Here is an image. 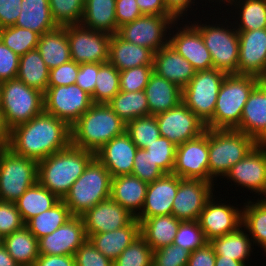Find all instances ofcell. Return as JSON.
Returning a JSON list of instances; mask_svg holds the SVG:
<instances>
[{
    "label": "cell",
    "mask_w": 266,
    "mask_h": 266,
    "mask_svg": "<svg viewBox=\"0 0 266 266\" xmlns=\"http://www.w3.org/2000/svg\"><path fill=\"white\" fill-rule=\"evenodd\" d=\"M198 24L196 22L193 25L201 33L205 46L211 54L213 68L227 75L238 74L239 37L235 27L231 29V26L227 25L226 28L223 24L222 26Z\"/></svg>",
    "instance_id": "cell-10"
},
{
    "label": "cell",
    "mask_w": 266,
    "mask_h": 266,
    "mask_svg": "<svg viewBox=\"0 0 266 266\" xmlns=\"http://www.w3.org/2000/svg\"><path fill=\"white\" fill-rule=\"evenodd\" d=\"M125 129L126 123L108 104H93L71 126V144L95 153Z\"/></svg>",
    "instance_id": "cell-3"
},
{
    "label": "cell",
    "mask_w": 266,
    "mask_h": 266,
    "mask_svg": "<svg viewBox=\"0 0 266 266\" xmlns=\"http://www.w3.org/2000/svg\"><path fill=\"white\" fill-rule=\"evenodd\" d=\"M38 182V162L15 154L10 148L0 150V201L15 203Z\"/></svg>",
    "instance_id": "cell-8"
},
{
    "label": "cell",
    "mask_w": 266,
    "mask_h": 266,
    "mask_svg": "<svg viewBox=\"0 0 266 266\" xmlns=\"http://www.w3.org/2000/svg\"><path fill=\"white\" fill-rule=\"evenodd\" d=\"M44 112L65 121L70 127L94 104L77 84L48 87L43 94Z\"/></svg>",
    "instance_id": "cell-11"
},
{
    "label": "cell",
    "mask_w": 266,
    "mask_h": 266,
    "mask_svg": "<svg viewBox=\"0 0 266 266\" xmlns=\"http://www.w3.org/2000/svg\"><path fill=\"white\" fill-rule=\"evenodd\" d=\"M145 149L165 174L173 172L177 146L169 139L161 136Z\"/></svg>",
    "instance_id": "cell-48"
},
{
    "label": "cell",
    "mask_w": 266,
    "mask_h": 266,
    "mask_svg": "<svg viewBox=\"0 0 266 266\" xmlns=\"http://www.w3.org/2000/svg\"><path fill=\"white\" fill-rule=\"evenodd\" d=\"M216 254L212 245L206 242L190 253L187 266H215Z\"/></svg>",
    "instance_id": "cell-60"
},
{
    "label": "cell",
    "mask_w": 266,
    "mask_h": 266,
    "mask_svg": "<svg viewBox=\"0 0 266 266\" xmlns=\"http://www.w3.org/2000/svg\"><path fill=\"white\" fill-rule=\"evenodd\" d=\"M82 219L86 235L105 233L129 225L136 217L111 198L106 199L90 208Z\"/></svg>",
    "instance_id": "cell-21"
},
{
    "label": "cell",
    "mask_w": 266,
    "mask_h": 266,
    "mask_svg": "<svg viewBox=\"0 0 266 266\" xmlns=\"http://www.w3.org/2000/svg\"><path fill=\"white\" fill-rule=\"evenodd\" d=\"M189 251L175 244L153 251L152 266H187Z\"/></svg>",
    "instance_id": "cell-52"
},
{
    "label": "cell",
    "mask_w": 266,
    "mask_h": 266,
    "mask_svg": "<svg viewBox=\"0 0 266 266\" xmlns=\"http://www.w3.org/2000/svg\"><path fill=\"white\" fill-rule=\"evenodd\" d=\"M190 23L169 36V44L183 58L188 60L196 71L209 70L213 68V61L209 50L199 30Z\"/></svg>",
    "instance_id": "cell-23"
},
{
    "label": "cell",
    "mask_w": 266,
    "mask_h": 266,
    "mask_svg": "<svg viewBox=\"0 0 266 266\" xmlns=\"http://www.w3.org/2000/svg\"><path fill=\"white\" fill-rule=\"evenodd\" d=\"M137 220L140 222V235L153 251L172 245L182 222L172 214Z\"/></svg>",
    "instance_id": "cell-31"
},
{
    "label": "cell",
    "mask_w": 266,
    "mask_h": 266,
    "mask_svg": "<svg viewBox=\"0 0 266 266\" xmlns=\"http://www.w3.org/2000/svg\"><path fill=\"white\" fill-rule=\"evenodd\" d=\"M116 0H85L80 25L110 35L118 32L115 16Z\"/></svg>",
    "instance_id": "cell-33"
},
{
    "label": "cell",
    "mask_w": 266,
    "mask_h": 266,
    "mask_svg": "<svg viewBox=\"0 0 266 266\" xmlns=\"http://www.w3.org/2000/svg\"><path fill=\"white\" fill-rule=\"evenodd\" d=\"M208 128L198 137L177 146L173 174L179 178L213 182L209 175Z\"/></svg>",
    "instance_id": "cell-14"
},
{
    "label": "cell",
    "mask_w": 266,
    "mask_h": 266,
    "mask_svg": "<svg viewBox=\"0 0 266 266\" xmlns=\"http://www.w3.org/2000/svg\"><path fill=\"white\" fill-rule=\"evenodd\" d=\"M153 72L183 89L196 70L170 45L154 53Z\"/></svg>",
    "instance_id": "cell-26"
},
{
    "label": "cell",
    "mask_w": 266,
    "mask_h": 266,
    "mask_svg": "<svg viewBox=\"0 0 266 266\" xmlns=\"http://www.w3.org/2000/svg\"><path fill=\"white\" fill-rule=\"evenodd\" d=\"M215 266H246V264L231 258H224V256L216 255Z\"/></svg>",
    "instance_id": "cell-66"
},
{
    "label": "cell",
    "mask_w": 266,
    "mask_h": 266,
    "mask_svg": "<svg viewBox=\"0 0 266 266\" xmlns=\"http://www.w3.org/2000/svg\"><path fill=\"white\" fill-rule=\"evenodd\" d=\"M175 21L173 16L142 15L119 27L117 34L127 42L149 48L155 53L169 44L166 29L177 23Z\"/></svg>",
    "instance_id": "cell-12"
},
{
    "label": "cell",
    "mask_w": 266,
    "mask_h": 266,
    "mask_svg": "<svg viewBox=\"0 0 266 266\" xmlns=\"http://www.w3.org/2000/svg\"><path fill=\"white\" fill-rule=\"evenodd\" d=\"M261 81L253 75H226L220 86L209 129H235L242 117L243 107L253 88Z\"/></svg>",
    "instance_id": "cell-4"
},
{
    "label": "cell",
    "mask_w": 266,
    "mask_h": 266,
    "mask_svg": "<svg viewBox=\"0 0 266 266\" xmlns=\"http://www.w3.org/2000/svg\"><path fill=\"white\" fill-rule=\"evenodd\" d=\"M111 36L82 25L67 26L71 60L78 64L108 62Z\"/></svg>",
    "instance_id": "cell-13"
},
{
    "label": "cell",
    "mask_w": 266,
    "mask_h": 266,
    "mask_svg": "<svg viewBox=\"0 0 266 266\" xmlns=\"http://www.w3.org/2000/svg\"><path fill=\"white\" fill-rule=\"evenodd\" d=\"M4 236L0 233V246L3 245Z\"/></svg>",
    "instance_id": "cell-67"
},
{
    "label": "cell",
    "mask_w": 266,
    "mask_h": 266,
    "mask_svg": "<svg viewBox=\"0 0 266 266\" xmlns=\"http://www.w3.org/2000/svg\"><path fill=\"white\" fill-rule=\"evenodd\" d=\"M241 228V229H240ZM243 226L239 227L236 231L225 234L209 241L212 245L216 255L224 256V258H231L239 262L246 263L245 261L252 252L253 240L243 231Z\"/></svg>",
    "instance_id": "cell-38"
},
{
    "label": "cell",
    "mask_w": 266,
    "mask_h": 266,
    "mask_svg": "<svg viewBox=\"0 0 266 266\" xmlns=\"http://www.w3.org/2000/svg\"><path fill=\"white\" fill-rule=\"evenodd\" d=\"M242 209V226L253 240V245L261 246L266 253V199L244 203Z\"/></svg>",
    "instance_id": "cell-41"
},
{
    "label": "cell",
    "mask_w": 266,
    "mask_h": 266,
    "mask_svg": "<svg viewBox=\"0 0 266 266\" xmlns=\"http://www.w3.org/2000/svg\"><path fill=\"white\" fill-rule=\"evenodd\" d=\"M142 15L172 16L165 6L164 0H136Z\"/></svg>",
    "instance_id": "cell-62"
},
{
    "label": "cell",
    "mask_w": 266,
    "mask_h": 266,
    "mask_svg": "<svg viewBox=\"0 0 266 266\" xmlns=\"http://www.w3.org/2000/svg\"><path fill=\"white\" fill-rule=\"evenodd\" d=\"M125 132L138 149H145L161 137L156 117L153 115L139 117L127 122Z\"/></svg>",
    "instance_id": "cell-45"
},
{
    "label": "cell",
    "mask_w": 266,
    "mask_h": 266,
    "mask_svg": "<svg viewBox=\"0 0 266 266\" xmlns=\"http://www.w3.org/2000/svg\"><path fill=\"white\" fill-rule=\"evenodd\" d=\"M76 266H113V262L99 252L87 239L74 254Z\"/></svg>",
    "instance_id": "cell-54"
},
{
    "label": "cell",
    "mask_w": 266,
    "mask_h": 266,
    "mask_svg": "<svg viewBox=\"0 0 266 266\" xmlns=\"http://www.w3.org/2000/svg\"><path fill=\"white\" fill-rule=\"evenodd\" d=\"M152 73L153 65H143L120 71V91H144Z\"/></svg>",
    "instance_id": "cell-50"
},
{
    "label": "cell",
    "mask_w": 266,
    "mask_h": 266,
    "mask_svg": "<svg viewBox=\"0 0 266 266\" xmlns=\"http://www.w3.org/2000/svg\"><path fill=\"white\" fill-rule=\"evenodd\" d=\"M225 4L234 6L240 9L238 13L239 21L238 27L235 26L237 31H252L255 29L266 28V0H224ZM241 2V3H240Z\"/></svg>",
    "instance_id": "cell-42"
},
{
    "label": "cell",
    "mask_w": 266,
    "mask_h": 266,
    "mask_svg": "<svg viewBox=\"0 0 266 266\" xmlns=\"http://www.w3.org/2000/svg\"><path fill=\"white\" fill-rule=\"evenodd\" d=\"M115 16L117 20V27L133 22L138 17L142 16L140 8L136 0H116Z\"/></svg>",
    "instance_id": "cell-57"
},
{
    "label": "cell",
    "mask_w": 266,
    "mask_h": 266,
    "mask_svg": "<svg viewBox=\"0 0 266 266\" xmlns=\"http://www.w3.org/2000/svg\"><path fill=\"white\" fill-rule=\"evenodd\" d=\"M94 157V152L70 144L38 161V182L62 200Z\"/></svg>",
    "instance_id": "cell-2"
},
{
    "label": "cell",
    "mask_w": 266,
    "mask_h": 266,
    "mask_svg": "<svg viewBox=\"0 0 266 266\" xmlns=\"http://www.w3.org/2000/svg\"><path fill=\"white\" fill-rule=\"evenodd\" d=\"M0 266H20L9 254L4 245L0 246Z\"/></svg>",
    "instance_id": "cell-65"
},
{
    "label": "cell",
    "mask_w": 266,
    "mask_h": 266,
    "mask_svg": "<svg viewBox=\"0 0 266 266\" xmlns=\"http://www.w3.org/2000/svg\"><path fill=\"white\" fill-rule=\"evenodd\" d=\"M20 57L0 40V82L17 78Z\"/></svg>",
    "instance_id": "cell-56"
},
{
    "label": "cell",
    "mask_w": 266,
    "mask_h": 266,
    "mask_svg": "<svg viewBox=\"0 0 266 266\" xmlns=\"http://www.w3.org/2000/svg\"><path fill=\"white\" fill-rule=\"evenodd\" d=\"M10 129L6 125L4 114L0 110V150L6 149L10 144Z\"/></svg>",
    "instance_id": "cell-64"
},
{
    "label": "cell",
    "mask_w": 266,
    "mask_h": 266,
    "mask_svg": "<svg viewBox=\"0 0 266 266\" xmlns=\"http://www.w3.org/2000/svg\"><path fill=\"white\" fill-rule=\"evenodd\" d=\"M49 70L71 60V52L67 37V26L56 29L40 36L36 48Z\"/></svg>",
    "instance_id": "cell-32"
},
{
    "label": "cell",
    "mask_w": 266,
    "mask_h": 266,
    "mask_svg": "<svg viewBox=\"0 0 266 266\" xmlns=\"http://www.w3.org/2000/svg\"><path fill=\"white\" fill-rule=\"evenodd\" d=\"M34 266H76L73 255L39 254Z\"/></svg>",
    "instance_id": "cell-61"
},
{
    "label": "cell",
    "mask_w": 266,
    "mask_h": 266,
    "mask_svg": "<svg viewBox=\"0 0 266 266\" xmlns=\"http://www.w3.org/2000/svg\"><path fill=\"white\" fill-rule=\"evenodd\" d=\"M144 91L149 105V115L155 116L168 111L182 102V89L155 72L150 75Z\"/></svg>",
    "instance_id": "cell-29"
},
{
    "label": "cell",
    "mask_w": 266,
    "mask_h": 266,
    "mask_svg": "<svg viewBox=\"0 0 266 266\" xmlns=\"http://www.w3.org/2000/svg\"><path fill=\"white\" fill-rule=\"evenodd\" d=\"M226 75L215 68L196 71L182 89V102L205 124L213 118L218 92Z\"/></svg>",
    "instance_id": "cell-9"
},
{
    "label": "cell",
    "mask_w": 266,
    "mask_h": 266,
    "mask_svg": "<svg viewBox=\"0 0 266 266\" xmlns=\"http://www.w3.org/2000/svg\"><path fill=\"white\" fill-rule=\"evenodd\" d=\"M162 137L178 146L206 131V124L183 102L178 106L155 115Z\"/></svg>",
    "instance_id": "cell-15"
},
{
    "label": "cell",
    "mask_w": 266,
    "mask_h": 266,
    "mask_svg": "<svg viewBox=\"0 0 266 266\" xmlns=\"http://www.w3.org/2000/svg\"><path fill=\"white\" fill-rule=\"evenodd\" d=\"M0 110H1V82H0Z\"/></svg>",
    "instance_id": "cell-68"
},
{
    "label": "cell",
    "mask_w": 266,
    "mask_h": 266,
    "mask_svg": "<svg viewBox=\"0 0 266 266\" xmlns=\"http://www.w3.org/2000/svg\"><path fill=\"white\" fill-rule=\"evenodd\" d=\"M147 187L148 183L136 176H117L112 178L110 198L137 217L142 210Z\"/></svg>",
    "instance_id": "cell-27"
},
{
    "label": "cell",
    "mask_w": 266,
    "mask_h": 266,
    "mask_svg": "<svg viewBox=\"0 0 266 266\" xmlns=\"http://www.w3.org/2000/svg\"><path fill=\"white\" fill-rule=\"evenodd\" d=\"M140 236V222L135 218L129 225L105 233L92 234L88 239L112 262Z\"/></svg>",
    "instance_id": "cell-30"
},
{
    "label": "cell",
    "mask_w": 266,
    "mask_h": 266,
    "mask_svg": "<svg viewBox=\"0 0 266 266\" xmlns=\"http://www.w3.org/2000/svg\"><path fill=\"white\" fill-rule=\"evenodd\" d=\"M205 236L196 221L181 222L179 229L175 235L173 244L180 246L181 248L192 252L195 249L202 247L206 243Z\"/></svg>",
    "instance_id": "cell-49"
},
{
    "label": "cell",
    "mask_w": 266,
    "mask_h": 266,
    "mask_svg": "<svg viewBox=\"0 0 266 266\" xmlns=\"http://www.w3.org/2000/svg\"><path fill=\"white\" fill-rule=\"evenodd\" d=\"M238 74L266 80V28L238 31Z\"/></svg>",
    "instance_id": "cell-18"
},
{
    "label": "cell",
    "mask_w": 266,
    "mask_h": 266,
    "mask_svg": "<svg viewBox=\"0 0 266 266\" xmlns=\"http://www.w3.org/2000/svg\"><path fill=\"white\" fill-rule=\"evenodd\" d=\"M25 225L15 203L0 201V233L12 234Z\"/></svg>",
    "instance_id": "cell-53"
},
{
    "label": "cell",
    "mask_w": 266,
    "mask_h": 266,
    "mask_svg": "<svg viewBox=\"0 0 266 266\" xmlns=\"http://www.w3.org/2000/svg\"><path fill=\"white\" fill-rule=\"evenodd\" d=\"M111 182V173L94 157L62 201L72 216H82L96 204L110 198Z\"/></svg>",
    "instance_id": "cell-5"
},
{
    "label": "cell",
    "mask_w": 266,
    "mask_h": 266,
    "mask_svg": "<svg viewBox=\"0 0 266 266\" xmlns=\"http://www.w3.org/2000/svg\"><path fill=\"white\" fill-rule=\"evenodd\" d=\"M154 52L149 48L127 42L117 33L113 34L109 43V62L119 71L153 65Z\"/></svg>",
    "instance_id": "cell-28"
},
{
    "label": "cell",
    "mask_w": 266,
    "mask_h": 266,
    "mask_svg": "<svg viewBox=\"0 0 266 266\" xmlns=\"http://www.w3.org/2000/svg\"><path fill=\"white\" fill-rule=\"evenodd\" d=\"M195 0H164L167 11L178 21Z\"/></svg>",
    "instance_id": "cell-63"
},
{
    "label": "cell",
    "mask_w": 266,
    "mask_h": 266,
    "mask_svg": "<svg viewBox=\"0 0 266 266\" xmlns=\"http://www.w3.org/2000/svg\"><path fill=\"white\" fill-rule=\"evenodd\" d=\"M49 68L37 49L20 56L17 79L43 94L48 88Z\"/></svg>",
    "instance_id": "cell-36"
},
{
    "label": "cell",
    "mask_w": 266,
    "mask_h": 266,
    "mask_svg": "<svg viewBox=\"0 0 266 266\" xmlns=\"http://www.w3.org/2000/svg\"><path fill=\"white\" fill-rule=\"evenodd\" d=\"M164 174L146 149L137 150L131 175L140 178L146 183H151L160 179Z\"/></svg>",
    "instance_id": "cell-51"
},
{
    "label": "cell",
    "mask_w": 266,
    "mask_h": 266,
    "mask_svg": "<svg viewBox=\"0 0 266 266\" xmlns=\"http://www.w3.org/2000/svg\"><path fill=\"white\" fill-rule=\"evenodd\" d=\"M71 144V127L63 120L42 112L10 131L9 147L15 154L37 162Z\"/></svg>",
    "instance_id": "cell-1"
},
{
    "label": "cell",
    "mask_w": 266,
    "mask_h": 266,
    "mask_svg": "<svg viewBox=\"0 0 266 266\" xmlns=\"http://www.w3.org/2000/svg\"><path fill=\"white\" fill-rule=\"evenodd\" d=\"M15 26L29 29L40 36L58 27L53 20L49 0H22Z\"/></svg>",
    "instance_id": "cell-34"
},
{
    "label": "cell",
    "mask_w": 266,
    "mask_h": 266,
    "mask_svg": "<svg viewBox=\"0 0 266 266\" xmlns=\"http://www.w3.org/2000/svg\"><path fill=\"white\" fill-rule=\"evenodd\" d=\"M224 177L266 199V143H258Z\"/></svg>",
    "instance_id": "cell-17"
},
{
    "label": "cell",
    "mask_w": 266,
    "mask_h": 266,
    "mask_svg": "<svg viewBox=\"0 0 266 266\" xmlns=\"http://www.w3.org/2000/svg\"><path fill=\"white\" fill-rule=\"evenodd\" d=\"M100 68V63H82L75 84L82 90L92 95L96 85V76Z\"/></svg>",
    "instance_id": "cell-58"
},
{
    "label": "cell",
    "mask_w": 266,
    "mask_h": 266,
    "mask_svg": "<svg viewBox=\"0 0 266 266\" xmlns=\"http://www.w3.org/2000/svg\"><path fill=\"white\" fill-rule=\"evenodd\" d=\"M209 175L216 178L228 173L258 142L236 129H209Z\"/></svg>",
    "instance_id": "cell-6"
},
{
    "label": "cell",
    "mask_w": 266,
    "mask_h": 266,
    "mask_svg": "<svg viewBox=\"0 0 266 266\" xmlns=\"http://www.w3.org/2000/svg\"><path fill=\"white\" fill-rule=\"evenodd\" d=\"M212 185L214 182L178 177L172 215L182 222L198 220L205 204L213 196Z\"/></svg>",
    "instance_id": "cell-16"
},
{
    "label": "cell",
    "mask_w": 266,
    "mask_h": 266,
    "mask_svg": "<svg viewBox=\"0 0 266 266\" xmlns=\"http://www.w3.org/2000/svg\"><path fill=\"white\" fill-rule=\"evenodd\" d=\"M266 143V80H261L250 93L243 110L240 124L235 128Z\"/></svg>",
    "instance_id": "cell-24"
},
{
    "label": "cell",
    "mask_w": 266,
    "mask_h": 266,
    "mask_svg": "<svg viewBox=\"0 0 266 266\" xmlns=\"http://www.w3.org/2000/svg\"><path fill=\"white\" fill-rule=\"evenodd\" d=\"M120 91V71L109 61L100 63L96 85L91 95L94 104H108Z\"/></svg>",
    "instance_id": "cell-43"
},
{
    "label": "cell",
    "mask_w": 266,
    "mask_h": 266,
    "mask_svg": "<svg viewBox=\"0 0 266 266\" xmlns=\"http://www.w3.org/2000/svg\"><path fill=\"white\" fill-rule=\"evenodd\" d=\"M177 189L178 176L173 173L164 174L160 179L148 183L144 204L136 219L171 215Z\"/></svg>",
    "instance_id": "cell-25"
},
{
    "label": "cell",
    "mask_w": 266,
    "mask_h": 266,
    "mask_svg": "<svg viewBox=\"0 0 266 266\" xmlns=\"http://www.w3.org/2000/svg\"><path fill=\"white\" fill-rule=\"evenodd\" d=\"M59 201L60 199L55 194L37 182L28 188L15 204L26 223L38 214L51 209Z\"/></svg>",
    "instance_id": "cell-37"
},
{
    "label": "cell",
    "mask_w": 266,
    "mask_h": 266,
    "mask_svg": "<svg viewBox=\"0 0 266 266\" xmlns=\"http://www.w3.org/2000/svg\"><path fill=\"white\" fill-rule=\"evenodd\" d=\"M88 239L81 216H72L53 233L38 239L39 254L73 255Z\"/></svg>",
    "instance_id": "cell-19"
},
{
    "label": "cell",
    "mask_w": 266,
    "mask_h": 266,
    "mask_svg": "<svg viewBox=\"0 0 266 266\" xmlns=\"http://www.w3.org/2000/svg\"><path fill=\"white\" fill-rule=\"evenodd\" d=\"M40 35L29 29L10 26L0 29V40L19 57L37 48Z\"/></svg>",
    "instance_id": "cell-44"
},
{
    "label": "cell",
    "mask_w": 266,
    "mask_h": 266,
    "mask_svg": "<svg viewBox=\"0 0 266 266\" xmlns=\"http://www.w3.org/2000/svg\"><path fill=\"white\" fill-rule=\"evenodd\" d=\"M207 201L198 222L207 242L236 231L242 226V210L226 203Z\"/></svg>",
    "instance_id": "cell-20"
},
{
    "label": "cell",
    "mask_w": 266,
    "mask_h": 266,
    "mask_svg": "<svg viewBox=\"0 0 266 266\" xmlns=\"http://www.w3.org/2000/svg\"><path fill=\"white\" fill-rule=\"evenodd\" d=\"M153 250L140 235L113 261V266H152Z\"/></svg>",
    "instance_id": "cell-47"
},
{
    "label": "cell",
    "mask_w": 266,
    "mask_h": 266,
    "mask_svg": "<svg viewBox=\"0 0 266 266\" xmlns=\"http://www.w3.org/2000/svg\"><path fill=\"white\" fill-rule=\"evenodd\" d=\"M3 245L20 266H34L38 256V239L24 225L4 236Z\"/></svg>",
    "instance_id": "cell-35"
},
{
    "label": "cell",
    "mask_w": 266,
    "mask_h": 266,
    "mask_svg": "<svg viewBox=\"0 0 266 266\" xmlns=\"http://www.w3.org/2000/svg\"><path fill=\"white\" fill-rule=\"evenodd\" d=\"M108 105L125 123L139 117L149 116L145 91H119Z\"/></svg>",
    "instance_id": "cell-39"
},
{
    "label": "cell",
    "mask_w": 266,
    "mask_h": 266,
    "mask_svg": "<svg viewBox=\"0 0 266 266\" xmlns=\"http://www.w3.org/2000/svg\"><path fill=\"white\" fill-rule=\"evenodd\" d=\"M1 111L11 130L44 111L43 93L17 78L1 82Z\"/></svg>",
    "instance_id": "cell-7"
},
{
    "label": "cell",
    "mask_w": 266,
    "mask_h": 266,
    "mask_svg": "<svg viewBox=\"0 0 266 266\" xmlns=\"http://www.w3.org/2000/svg\"><path fill=\"white\" fill-rule=\"evenodd\" d=\"M49 5L58 26L80 25L85 0H49Z\"/></svg>",
    "instance_id": "cell-46"
},
{
    "label": "cell",
    "mask_w": 266,
    "mask_h": 266,
    "mask_svg": "<svg viewBox=\"0 0 266 266\" xmlns=\"http://www.w3.org/2000/svg\"><path fill=\"white\" fill-rule=\"evenodd\" d=\"M22 0H0V29L15 26Z\"/></svg>",
    "instance_id": "cell-59"
},
{
    "label": "cell",
    "mask_w": 266,
    "mask_h": 266,
    "mask_svg": "<svg viewBox=\"0 0 266 266\" xmlns=\"http://www.w3.org/2000/svg\"><path fill=\"white\" fill-rule=\"evenodd\" d=\"M71 217L68 206L60 200L51 209L28 220L25 226L37 239H40L53 233Z\"/></svg>",
    "instance_id": "cell-40"
},
{
    "label": "cell",
    "mask_w": 266,
    "mask_h": 266,
    "mask_svg": "<svg viewBox=\"0 0 266 266\" xmlns=\"http://www.w3.org/2000/svg\"><path fill=\"white\" fill-rule=\"evenodd\" d=\"M137 150L138 148L130 136L124 132L103 145L95 152V157L114 178L121 175H131Z\"/></svg>",
    "instance_id": "cell-22"
},
{
    "label": "cell",
    "mask_w": 266,
    "mask_h": 266,
    "mask_svg": "<svg viewBox=\"0 0 266 266\" xmlns=\"http://www.w3.org/2000/svg\"><path fill=\"white\" fill-rule=\"evenodd\" d=\"M80 64L73 60L49 71L48 87L67 86L75 84Z\"/></svg>",
    "instance_id": "cell-55"
}]
</instances>
